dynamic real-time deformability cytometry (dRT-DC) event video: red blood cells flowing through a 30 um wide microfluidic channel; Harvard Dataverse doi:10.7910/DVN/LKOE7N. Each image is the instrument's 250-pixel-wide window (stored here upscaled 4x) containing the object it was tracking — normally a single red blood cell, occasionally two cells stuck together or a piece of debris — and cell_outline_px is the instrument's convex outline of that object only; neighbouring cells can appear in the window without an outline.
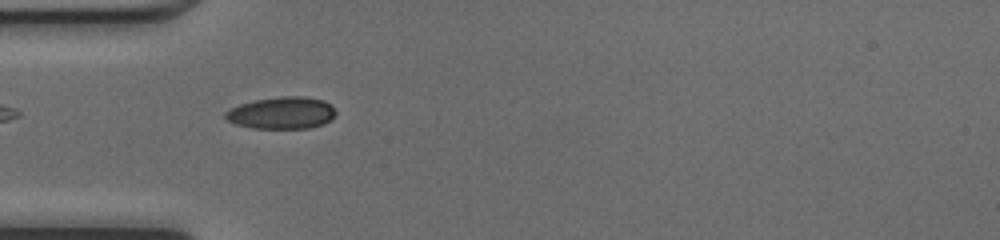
{"species": "common noctule bat (a hibernating species)", "species_latin": "Nyctalus noctula", "temperature_condition": "cold", "stored_images_in_passage": 32, "camera_frame_rate_fps": 3000, "um_per_image_px": 0.085, "animal": {"sex": "female", "body_mass_g": 17.0, "forearm_length_mm": 48.0}, "frame": {"image": 1, "passage_image": 1, "time_ms": 0.0, "image_size_px": [1000, 240], "cell_outline_px": [[336, 112], [324, 124], [308, 128], [252, 128], [236, 124], [228, 120], [224, 116], [224, 112], [240, 104], [256, 100], [288, 96], [300, 96], [324, 100]], "centroid_in_image_um": [23.92, 9.6], "position_along_channel_um": 61.1, "area_um2": 20.17}}
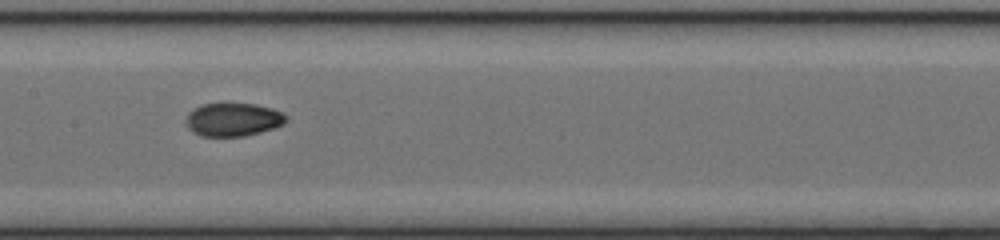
{"frame": {"image": 2, "passage_image": 10, "time_ms": 3.0, "image_size_px": [1000, 240], "cell_outline_px": [[284, 124], [260, 132], [244, 136], [200, 136], [192, 132], [188, 128], [188, 112], [204, 104], [256, 104], [272, 108], [280, 112], [284, 116]], "centroid_in_image_um": [19.8, 10.17], "position_along_channel_um": 187.6, "area_um2": 18.96}}
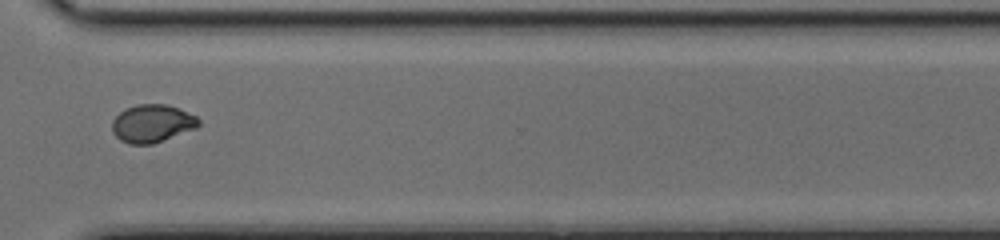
{"frame": {"image": 3, "passage_image": 22, "time_ms": 7.0, "image_size_px": [1000, 240], "cell_outline_px": [[200, 124], [196, 128], [152, 144], [128, 144], [120, 140], [112, 132], [112, 120], [120, 112], [136, 104], [168, 104], [196, 116], [200, 120]], "centroid_in_image_um": [12.92, 10.49], "position_along_channel_um": 357.7, "area_um2": 19.02}, "authors_computed_cell_mechanics": {"area_um2": 19.0162, "velocity_mm_per_s": 4.2667, "shape_relaxation_time_tau1_ms": null, "shape_relaxation_time_tau2_ms": 1.3971, "deformation_change_tau1": null, "deformation_change_tau2": 0.0392}}